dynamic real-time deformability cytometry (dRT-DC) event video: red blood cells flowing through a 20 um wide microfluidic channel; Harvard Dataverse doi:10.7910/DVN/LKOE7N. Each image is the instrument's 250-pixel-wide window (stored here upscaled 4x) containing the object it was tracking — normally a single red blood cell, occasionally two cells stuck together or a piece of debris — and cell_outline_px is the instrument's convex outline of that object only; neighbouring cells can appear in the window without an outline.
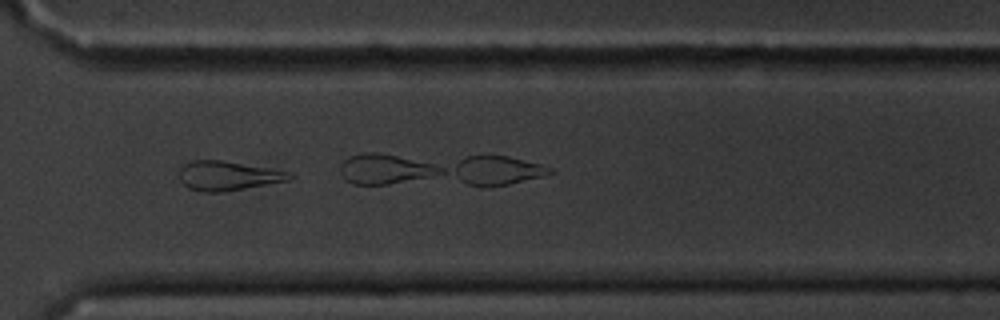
{"species": "common noctule bat (a hibernating species)", "species_latin": "Nyctalus noctula", "temperature_condition": "cold", "stored_images_in_passage": 13, "camera_frame_rate_fps": 3000, "um_per_image_px": 0.085, "animal": {"sex": "male", "body_mass_g": 20.1, "forearm_length_mm": 53.5}, "frame": {"image": 1, "passage_image": 10, "time_ms": 10.333, "image_size_px": [1000, 320], "cell_outline_px": [[296, 176], [288, 180], [244, 188], [220, 192], [200, 192], [188, 188], [180, 180], [180, 168], [184, 164], [192, 160], [220, 160], [264, 168], [284, 172]], "centroid_in_image_um": [19.27, 14.95], "position_along_channel_um": 351.3, "area_um2": 18.26}}